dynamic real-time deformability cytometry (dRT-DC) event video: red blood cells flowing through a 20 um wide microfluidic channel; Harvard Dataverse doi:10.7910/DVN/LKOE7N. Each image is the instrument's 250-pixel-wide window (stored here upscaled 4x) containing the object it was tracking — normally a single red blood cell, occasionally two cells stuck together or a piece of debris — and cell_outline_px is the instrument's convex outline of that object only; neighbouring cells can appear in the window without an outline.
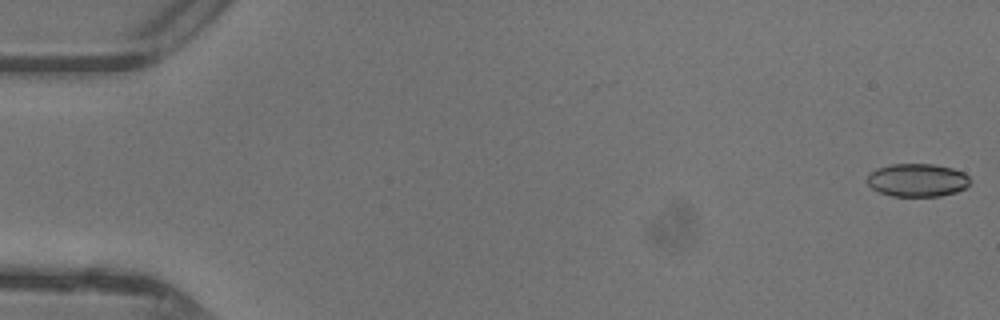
{"species": "common noctule bat (a hibernating species)", "species_latin": "Nyctalus noctula", "temperature_condition": "warm", "stored_images_in_passage": 12, "camera_frame_rate_fps": 3000, "um_per_image_px": 0.085, "animal": {"sex": "female"}, "frame": {"image": 1, "passage_image": 1, "time_ms": 0.0, "image_size_px": [1000, 320], "cell_outline_px": [[972, 180], [964, 188], [956, 192], [940, 196], [892, 196], [880, 192], [872, 188], [868, 184], [868, 172], [876, 168], [892, 164], [932, 164], [952, 168], [964, 172]], "centroid_in_image_um": [77.97, 15.3], "position_along_channel_um": 7.0, "area_um2": 19.88}}